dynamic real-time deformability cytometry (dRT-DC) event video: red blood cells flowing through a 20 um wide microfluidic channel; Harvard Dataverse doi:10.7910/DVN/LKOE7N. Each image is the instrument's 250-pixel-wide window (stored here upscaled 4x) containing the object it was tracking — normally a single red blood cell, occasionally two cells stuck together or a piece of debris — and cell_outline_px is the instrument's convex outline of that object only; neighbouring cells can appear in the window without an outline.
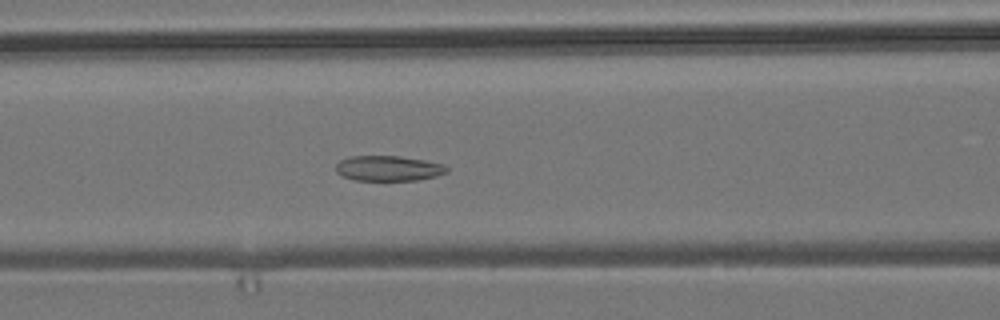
{"species": "common noctule bat (a hibernating species)", "species_latin": "Nyctalus noctula", "temperature_condition": "room temperature", "stored_images_in_passage": 51, "camera_frame_rate_fps": 3000, "um_per_image_px": 0.085, "animal": {"sex": "male", "body_mass_g": 19.2, "forearm_length_mm": 51.8}, "frame": {"image": 1, "passage_image": 20, "time_ms": 6.333, "image_size_px": [1000, 320], "cell_outline_px": [[448, 172], [436, 176], [416, 180], [352, 180], [340, 176], [336, 172], [336, 164], [340, 160], [352, 156], [400, 156], [424, 160], [444, 164], [448, 168]], "centroid_in_image_um": [32.99, 14.31], "position_along_channel_um": 133.6, "area_um2": 16.42}}
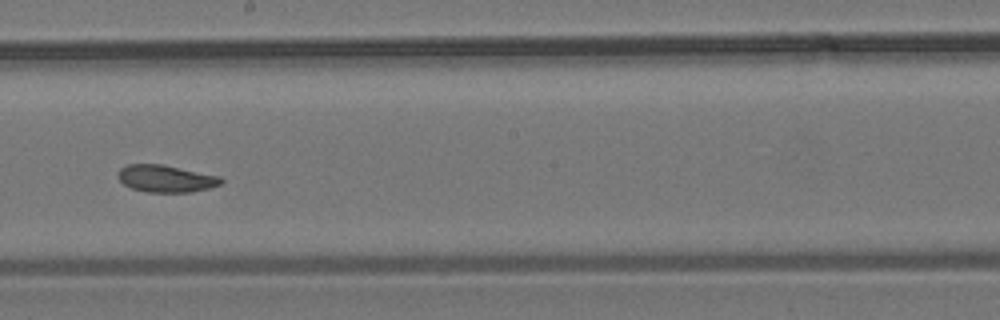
{"frame": {"image": 2, "passage_image": 28, "time_ms": 9.0, "image_size_px": [1000, 320], "cell_outline_px": [[224, 180], [220, 184], [208, 188], [192, 192], [148, 192], [132, 188], [124, 184], [116, 176], [120, 168], [128, 164], [160, 164], [220, 176]], "centroid_in_image_um": [14.08, 15.18], "position_along_channel_um": 234.1, "area_um2": 16.18}}
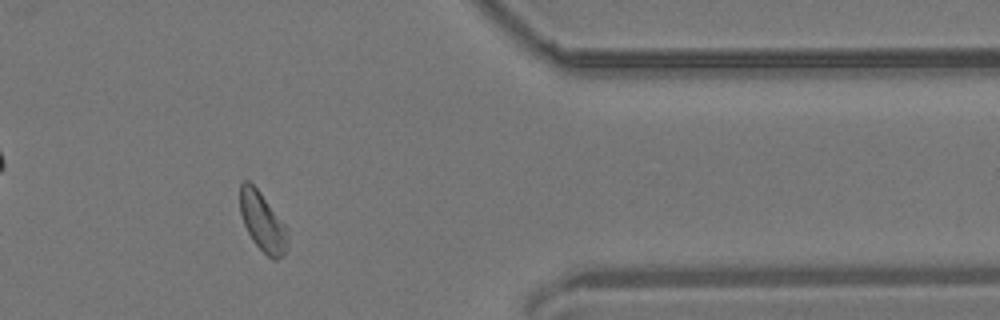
{"frame": {"image": 3, "passage_image": 42, "time_ms": 13.667, "image_size_px": [1000, 320], "cell_outline_px": [[288, 236], [284, 256], [276, 260], [272, 260], [252, 240], [244, 224], [240, 212], [240, 184], [244, 180], [248, 180], [260, 192], [288, 228]], "centroid_in_image_um": [22.32, 18.87], "position_along_channel_um": 389.1, "area_um2": 16.3}, "authors_computed_cell_mechanics": {"area_um2": 16.8198, "velocity_mm_per_s": 3.7874, "shape_relaxation_time_tau1_ms": 4.9706, "shape_relaxation_time_tau2_ms": 3.9081, "deformation_change_tau1": 0.0946, "deformation_change_tau2": 0.1068}}